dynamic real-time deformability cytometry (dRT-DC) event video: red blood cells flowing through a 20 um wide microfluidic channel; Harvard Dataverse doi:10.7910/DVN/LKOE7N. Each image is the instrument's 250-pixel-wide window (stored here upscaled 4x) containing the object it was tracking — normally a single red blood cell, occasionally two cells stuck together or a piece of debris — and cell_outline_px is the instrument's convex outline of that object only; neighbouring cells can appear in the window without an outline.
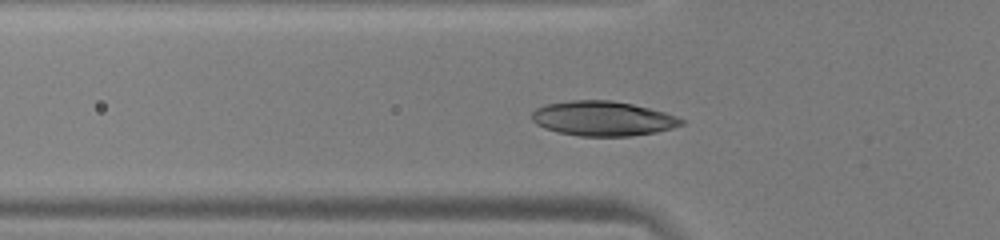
{"species": "human", "species_latin": "Homo sapiens", "temperature_condition": "warm", "stored_images_in_passage": 47, "camera_frame_rate_fps": 3000, "um_per_image_px": 0.085, "donor": {"sex": "male"}, "frame": {"image": 1, "passage_image": 12, "time_ms": 3.667, "image_size_px": [1000, 240], "cell_outline_px": [[684, 124], [672, 128], [656, 132], [632, 136], [580, 136], [560, 132], [544, 128], [536, 124], [532, 120], [532, 112], [536, 108], [544, 104], [572, 100], [612, 100], [632, 104], [664, 112], [676, 116], [684, 120]], "centroid_in_image_um": [51.23, 10.07], "position_along_channel_um": 74.6, "area_um2": 30.23}}
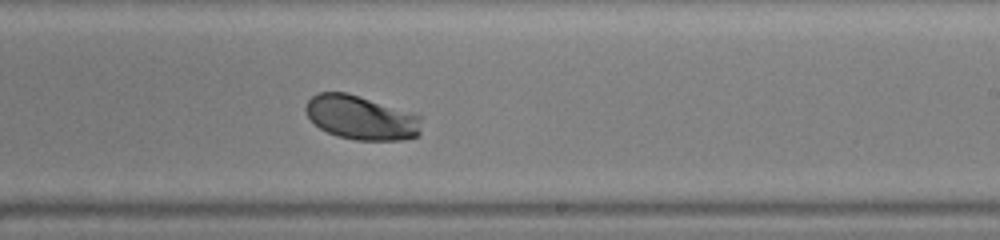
{"frame": {"image": 2, "passage_image": 26, "time_ms": 8.333, "image_size_px": [1000, 240], "cell_outline_px": [[420, 136], [404, 140], [356, 140], [336, 136], [320, 128], [308, 116], [304, 108], [308, 100], [316, 92], [348, 92], [420, 116]], "centroid_in_image_um": [30.67, 10.0], "position_along_channel_um": 258.3, "area_um2": 29.59}}
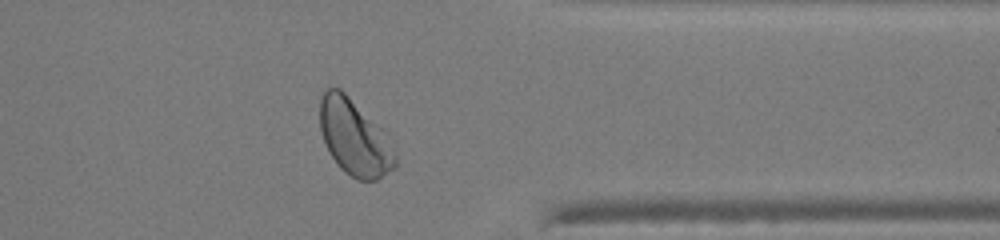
{"frame": {"image": 3, "passage_image": 36, "time_ms": 11.667, "image_size_px": [1000, 240], "cell_outline_px": [[396, 168], [376, 180], [356, 180], [344, 172], [340, 168], [328, 152], [320, 128], [320, 100], [324, 88], [340, 88], [380, 128], [396, 152]], "centroid_in_image_um": [30.11, 11.72], "position_along_channel_um": 381.3, "area_um2": 33.0}, "authors_computed_cell_mechanics": {"area_um2": 30.5762, "velocity_mm_per_s": 3.9381, "shape_relaxation_time_tau1_ms": 1.93, "shape_relaxation_time_tau2_ms": null, "deformation_change_tau1": 0.1447, "deformation_change_tau2": null}}